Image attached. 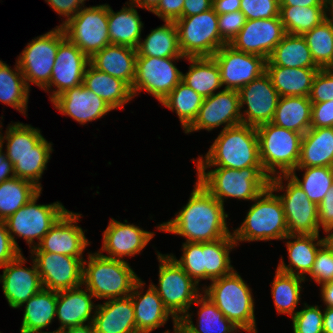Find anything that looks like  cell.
I'll use <instances>...</instances> for the list:
<instances>
[{"mask_svg":"<svg viewBox=\"0 0 333 333\" xmlns=\"http://www.w3.org/2000/svg\"><path fill=\"white\" fill-rule=\"evenodd\" d=\"M137 51L134 48L109 44L89 58L98 71L124 81L130 88L136 76Z\"/></svg>","mask_w":333,"mask_h":333,"instance_id":"28","label":"cell"},{"mask_svg":"<svg viewBox=\"0 0 333 333\" xmlns=\"http://www.w3.org/2000/svg\"><path fill=\"white\" fill-rule=\"evenodd\" d=\"M61 332L62 333H94V328H93V324L89 323V324H85L82 326L66 328Z\"/></svg>","mask_w":333,"mask_h":333,"instance_id":"69","label":"cell"},{"mask_svg":"<svg viewBox=\"0 0 333 333\" xmlns=\"http://www.w3.org/2000/svg\"><path fill=\"white\" fill-rule=\"evenodd\" d=\"M180 259L170 254L182 269L199 285L203 280L202 243L184 242Z\"/></svg>","mask_w":333,"mask_h":333,"instance_id":"50","label":"cell"},{"mask_svg":"<svg viewBox=\"0 0 333 333\" xmlns=\"http://www.w3.org/2000/svg\"><path fill=\"white\" fill-rule=\"evenodd\" d=\"M308 275L318 285L333 281V254L323 245L319 248Z\"/></svg>","mask_w":333,"mask_h":333,"instance_id":"54","label":"cell"},{"mask_svg":"<svg viewBox=\"0 0 333 333\" xmlns=\"http://www.w3.org/2000/svg\"><path fill=\"white\" fill-rule=\"evenodd\" d=\"M315 64L320 69L333 67V19L326 18L303 35Z\"/></svg>","mask_w":333,"mask_h":333,"instance_id":"47","label":"cell"},{"mask_svg":"<svg viewBox=\"0 0 333 333\" xmlns=\"http://www.w3.org/2000/svg\"><path fill=\"white\" fill-rule=\"evenodd\" d=\"M3 147L0 146V183L15 177L14 166L7 158L6 152H3Z\"/></svg>","mask_w":333,"mask_h":333,"instance_id":"63","label":"cell"},{"mask_svg":"<svg viewBox=\"0 0 333 333\" xmlns=\"http://www.w3.org/2000/svg\"><path fill=\"white\" fill-rule=\"evenodd\" d=\"M321 298L325 307H333V281L320 286Z\"/></svg>","mask_w":333,"mask_h":333,"instance_id":"65","label":"cell"},{"mask_svg":"<svg viewBox=\"0 0 333 333\" xmlns=\"http://www.w3.org/2000/svg\"><path fill=\"white\" fill-rule=\"evenodd\" d=\"M179 59L187 57H137L136 76L131 87L133 97L145 91L161 103L182 81L183 72L174 64Z\"/></svg>","mask_w":333,"mask_h":333,"instance_id":"14","label":"cell"},{"mask_svg":"<svg viewBox=\"0 0 333 333\" xmlns=\"http://www.w3.org/2000/svg\"><path fill=\"white\" fill-rule=\"evenodd\" d=\"M266 66L288 68H319L302 35L286 34L266 61Z\"/></svg>","mask_w":333,"mask_h":333,"instance_id":"39","label":"cell"},{"mask_svg":"<svg viewBox=\"0 0 333 333\" xmlns=\"http://www.w3.org/2000/svg\"><path fill=\"white\" fill-rule=\"evenodd\" d=\"M241 0H215L212 8L218 15L232 13L240 10Z\"/></svg>","mask_w":333,"mask_h":333,"instance_id":"62","label":"cell"},{"mask_svg":"<svg viewBox=\"0 0 333 333\" xmlns=\"http://www.w3.org/2000/svg\"><path fill=\"white\" fill-rule=\"evenodd\" d=\"M41 193L40 190L30 201L5 220L12 241L20 251L17 237L23 238L30 249L36 247L67 211L59 201L51 204H37ZM35 238L38 242H35Z\"/></svg>","mask_w":333,"mask_h":333,"instance_id":"9","label":"cell"},{"mask_svg":"<svg viewBox=\"0 0 333 333\" xmlns=\"http://www.w3.org/2000/svg\"><path fill=\"white\" fill-rule=\"evenodd\" d=\"M157 253L159 262L158 286L156 290L164 306L179 321L192 307L203 288L182 269L170 254ZM201 292H200V291Z\"/></svg>","mask_w":333,"mask_h":333,"instance_id":"8","label":"cell"},{"mask_svg":"<svg viewBox=\"0 0 333 333\" xmlns=\"http://www.w3.org/2000/svg\"><path fill=\"white\" fill-rule=\"evenodd\" d=\"M283 240L286 241L289 264L286 265L283 258L277 266V270L296 275L308 280V275L315 262L316 254L323 245L320 235H287Z\"/></svg>","mask_w":333,"mask_h":333,"instance_id":"29","label":"cell"},{"mask_svg":"<svg viewBox=\"0 0 333 333\" xmlns=\"http://www.w3.org/2000/svg\"><path fill=\"white\" fill-rule=\"evenodd\" d=\"M160 0H129V3L134 5L136 8H143L152 12L158 5Z\"/></svg>","mask_w":333,"mask_h":333,"instance_id":"67","label":"cell"},{"mask_svg":"<svg viewBox=\"0 0 333 333\" xmlns=\"http://www.w3.org/2000/svg\"><path fill=\"white\" fill-rule=\"evenodd\" d=\"M303 171L302 180L296 171ZM305 192L309 200L319 205L325 194L333 188V167L295 168L288 174Z\"/></svg>","mask_w":333,"mask_h":333,"instance_id":"48","label":"cell"},{"mask_svg":"<svg viewBox=\"0 0 333 333\" xmlns=\"http://www.w3.org/2000/svg\"><path fill=\"white\" fill-rule=\"evenodd\" d=\"M62 27L37 36L28 43L16 60L30 89V83L44 89L50 82L59 44L65 39Z\"/></svg>","mask_w":333,"mask_h":333,"instance_id":"12","label":"cell"},{"mask_svg":"<svg viewBox=\"0 0 333 333\" xmlns=\"http://www.w3.org/2000/svg\"><path fill=\"white\" fill-rule=\"evenodd\" d=\"M39 191L33 183L22 178L13 177L0 183V219L5 221Z\"/></svg>","mask_w":333,"mask_h":333,"instance_id":"45","label":"cell"},{"mask_svg":"<svg viewBox=\"0 0 333 333\" xmlns=\"http://www.w3.org/2000/svg\"><path fill=\"white\" fill-rule=\"evenodd\" d=\"M30 259L33 265L24 267L27 259L21 253L15 260L0 267L3 268L0 275L2 290L13 309H21V305L43 288L36 263Z\"/></svg>","mask_w":333,"mask_h":333,"instance_id":"21","label":"cell"},{"mask_svg":"<svg viewBox=\"0 0 333 333\" xmlns=\"http://www.w3.org/2000/svg\"><path fill=\"white\" fill-rule=\"evenodd\" d=\"M203 294V295H202ZM199 306L197 326L192 321L189 311L179 322L191 333H237L241 330L228 320L217 306L203 292L193 303Z\"/></svg>","mask_w":333,"mask_h":333,"instance_id":"35","label":"cell"},{"mask_svg":"<svg viewBox=\"0 0 333 333\" xmlns=\"http://www.w3.org/2000/svg\"><path fill=\"white\" fill-rule=\"evenodd\" d=\"M176 216L158 224L157 230L185 237V242L205 243L232 235L224 205L197 180L188 202Z\"/></svg>","mask_w":333,"mask_h":333,"instance_id":"1","label":"cell"},{"mask_svg":"<svg viewBox=\"0 0 333 333\" xmlns=\"http://www.w3.org/2000/svg\"><path fill=\"white\" fill-rule=\"evenodd\" d=\"M172 333H191L188 331L179 321L173 323V332Z\"/></svg>","mask_w":333,"mask_h":333,"instance_id":"71","label":"cell"},{"mask_svg":"<svg viewBox=\"0 0 333 333\" xmlns=\"http://www.w3.org/2000/svg\"><path fill=\"white\" fill-rule=\"evenodd\" d=\"M179 48L185 57H212L226 43L221 39L218 14L211 8L174 21Z\"/></svg>","mask_w":333,"mask_h":333,"instance_id":"11","label":"cell"},{"mask_svg":"<svg viewBox=\"0 0 333 333\" xmlns=\"http://www.w3.org/2000/svg\"><path fill=\"white\" fill-rule=\"evenodd\" d=\"M333 167V127L310 128L302 135L296 168Z\"/></svg>","mask_w":333,"mask_h":333,"instance_id":"31","label":"cell"},{"mask_svg":"<svg viewBox=\"0 0 333 333\" xmlns=\"http://www.w3.org/2000/svg\"><path fill=\"white\" fill-rule=\"evenodd\" d=\"M285 35L286 31L280 17L246 20L229 45L237 51L255 54L268 60Z\"/></svg>","mask_w":333,"mask_h":333,"instance_id":"20","label":"cell"},{"mask_svg":"<svg viewBox=\"0 0 333 333\" xmlns=\"http://www.w3.org/2000/svg\"><path fill=\"white\" fill-rule=\"evenodd\" d=\"M51 153L26 154L25 156H7L14 166V174L17 178H22L33 183L42 191L40 179L47 169V163L51 158Z\"/></svg>","mask_w":333,"mask_h":333,"instance_id":"49","label":"cell"},{"mask_svg":"<svg viewBox=\"0 0 333 333\" xmlns=\"http://www.w3.org/2000/svg\"><path fill=\"white\" fill-rule=\"evenodd\" d=\"M94 314V333H138L130 295L97 304Z\"/></svg>","mask_w":333,"mask_h":333,"instance_id":"27","label":"cell"},{"mask_svg":"<svg viewBox=\"0 0 333 333\" xmlns=\"http://www.w3.org/2000/svg\"><path fill=\"white\" fill-rule=\"evenodd\" d=\"M220 69L224 89L239 90L266 72V59L235 50L231 45L222 46L212 56Z\"/></svg>","mask_w":333,"mask_h":333,"instance_id":"17","label":"cell"},{"mask_svg":"<svg viewBox=\"0 0 333 333\" xmlns=\"http://www.w3.org/2000/svg\"><path fill=\"white\" fill-rule=\"evenodd\" d=\"M241 122L257 127L272 122L280 95L274 88L270 76L265 72L257 79L238 90Z\"/></svg>","mask_w":333,"mask_h":333,"instance_id":"16","label":"cell"},{"mask_svg":"<svg viewBox=\"0 0 333 333\" xmlns=\"http://www.w3.org/2000/svg\"><path fill=\"white\" fill-rule=\"evenodd\" d=\"M189 70L182 74V81L203 98L213 95L223 87L220 69L213 57H187Z\"/></svg>","mask_w":333,"mask_h":333,"instance_id":"38","label":"cell"},{"mask_svg":"<svg viewBox=\"0 0 333 333\" xmlns=\"http://www.w3.org/2000/svg\"><path fill=\"white\" fill-rule=\"evenodd\" d=\"M185 0H160L153 14L163 21H175L183 17V5Z\"/></svg>","mask_w":333,"mask_h":333,"instance_id":"58","label":"cell"},{"mask_svg":"<svg viewBox=\"0 0 333 333\" xmlns=\"http://www.w3.org/2000/svg\"><path fill=\"white\" fill-rule=\"evenodd\" d=\"M83 261L82 286L95 299H114L129 296L140 279L127 261L101 255L98 251L87 253Z\"/></svg>","mask_w":333,"mask_h":333,"instance_id":"3","label":"cell"},{"mask_svg":"<svg viewBox=\"0 0 333 333\" xmlns=\"http://www.w3.org/2000/svg\"><path fill=\"white\" fill-rule=\"evenodd\" d=\"M323 333H333V307L323 310Z\"/></svg>","mask_w":333,"mask_h":333,"instance_id":"66","label":"cell"},{"mask_svg":"<svg viewBox=\"0 0 333 333\" xmlns=\"http://www.w3.org/2000/svg\"><path fill=\"white\" fill-rule=\"evenodd\" d=\"M235 246L237 247L233 235L202 243L203 280L211 282L235 270L229 255Z\"/></svg>","mask_w":333,"mask_h":333,"instance_id":"41","label":"cell"},{"mask_svg":"<svg viewBox=\"0 0 333 333\" xmlns=\"http://www.w3.org/2000/svg\"><path fill=\"white\" fill-rule=\"evenodd\" d=\"M240 11L246 20L279 17L280 0H241Z\"/></svg>","mask_w":333,"mask_h":333,"instance_id":"52","label":"cell"},{"mask_svg":"<svg viewBox=\"0 0 333 333\" xmlns=\"http://www.w3.org/2000/svg\"><path fill=\"white\" fill-rule=\"evenodd\" d=\"M48 333H62L61 331H53V332H48Z\"/></svg>","mask_w":333,"mask_h":333,"instance_id":"72","label":"cell"},{"mask_svg":"<svg viewBox=\"0 0 333 333\" xmlns=\"http://www.w3.org/2000/svg\"><path fill=\"white\" fill-rule=\"evenodd\" d=\"M202 292L241 332L258 333L252 289L236 270L212 280L208 287L203 286Z\"/></svg>","mask_w":333,"mask_h":333,"instance_id":"4","label":"cell"},{"mask_svg":"<svg viewBox=\"0 0 333 333\" xmlns=\"http://www.w3.org/2000/svg\"><path fill=\"white\" fill-rule=\"evenodd\" d=\"M204 98L181 81L161 102L177 114L185 132L195 121Z\"/></svg>","mask_w":333,"mask_h":333,"instance_id":"43","label":"cell"},{"mask_svg":"<svg viewBox=\"0 0 333 333\" xmlns=\"http://www.w3.org/2000/svg\"><path fill=\"white\" fill-rule=\"evenodd\" d=\"M30 89L16 62L14 69L0 60V102L26 116Z\"/></svg>","mask_w":333,"mask_h":333,"instance_id":"42","label":"cell"},{"mask_svg":"<svg viewBox=\"0 0 333 333\" xmlns=\"http://www.w3.org/2000/svg\"><path fill=\"white\" fill-rule=\"evenodd\" d=\"M163 333H171V332H170V330H167V331H165V332H163Z\"/></svg>","mask_w":333,"mask_h":333,"instance_id":"73","label":"cell"},{"mask_svg":"<svg viewBox=\"0 0 333 333\" xmlns=\"http://www.w3.org/2000/svg\"><path fill=\"white\" fill-rule=\"evenodd\" d=\"M44 289L63 291L82 285L83 261L76 257L42 252L37 246L30 250Z\"/></svg>","mask_w":333,"mask_h":333,"instance_id":"15","label":"cell"},{"mask_svg":"<svg viewBox=\"0 0 333 333\" xmlns=\"http://www.w3.org/2000/svg\"><path fill=\"white\" fill-rule=\"evenodd\" d=\"M83 85L101 97L113 110L123 109L133 99L131 88L122 80L87 66Z\"/></svg>","mask_w":333,"mask_h":333,"instance_id":"32","label":"cell"},{"mask_svg":"<svg viewBox=\"0 0 333 333\" xmlns=\"http://www.w3.org/2000/svg\"><path fill=\"white\" fill-rule=\"evenodd\" d=\"M242 124L238 90L222 89L204 98L198 116L185 134L207 130L223 125L224 130Z\"/></svg>","mask_w":333,"mask_h":333,"instance_id":"18","label":"cell"},{"mask_svg":"<svg viewBox=\"0 0 333 333\" xmlns=\"http://www.w3.org/2000/svg\"><path fill=\"white\" fill-rule=\"evenodd\" d=\"M325 12L328 18L333 19V0H325Z\"/></svg>","mask_w":333,"mask_h":333,"instance_id":"70","label":"cell"},{"mask_svg":"<svg viewBox=\"0 0 333 333\" xmlns=\"http://www.w3.org/2000/svg\"><path fill=\"white\" fill-rule=\"evenodd\" d=\"M319 69L266 66V73L280 97H309L314 77Z\"/></svg>","mask_w":333,"mask_h":333,"instance_id":"36","label":"cell"},{"mask_svg":"<svg viewBox=\"0 0 333 333\" xmlns=\"http://www.w3.org/2000/svg\"><path fill=\"white\" fill-rule=\"evenodd\" d=\"M302 282L305 283L304 278L276 269L274 280L271 283V295L278 314H287L291 317L296 314L298 310L295 309L302 299Z\"/></svg>","mask_w":333,"mask_h":333,"instance_id":"44","label":"cell"},{"mask_svg":"<svg viewBox=\"0 0 333 333\" xmlns=\"http://www.w3.org/2000/svg\"><path fill=\"white\" fill-rule=\"evenodd\" d=\"M253 202L241 225L232 232L236 245L246 241L283 240L288 228L278 195L268 187Z\"/></svg>","mask_w":333,"mask_h":333,"instance_id":"6","label":"cell"},{"mask_svg":"<svg viewBox=\"0 0 333 333\" xmlns=\"http://www.w3.org/2000/svg\"><path fill=\"white\" fill-rule=\"evenodd\" d=\"M0 120V146L6 142L7 156H25L26 154L52 153V143L48 142L41 134L40 129L30 124L15 122L8 124L5 136L1 132Z\"/></svg>","mask_w":333,"mask_h":333,"instance_id":"30","label":"cell"},{"mask_svg":"<svg viewBox=\"0 0 333 333\" xmlns=\"http://www.w3.org/2000/svg\"><path fill=\"white\" fill-rule=\"evenodd\" d=\"M120 11L114 10L108 4V33L110 44L127 46L136 49L141 39L143 23L135 9L128 2Z\"/></svg>","mask_w":333,"mask_h":333,"instance_id":"33","label":"cell"},{"mask_svg":"<svg viewBox=\"0 0 333 333\" xmlns=\"http://www.w3.org/2000/svg\"><path fill=\"white\" fill-rule=\"evenodd\" d=\"M279 17L286 34L304 35L324 21L325 7L280 6Z\"/></svg>","mask_w":333,"mask_h":333,"instance_id":"46","label":"cell"},{"mask_svg":"<svg viewBox=\"0 0 333 333\" xmlns=\"http://www.w3.org/2000/svg\"><path fill=\"white\" fill-rule=\"evenodd\" d=\"M81 214L67 210L51 227L37 247L42 252L63 254L84 259L83 252L90 242L78 221Z\"/></svg>","mask_w":333,"mask_h":333,"instance_id":"22","label":"cell"},{"mask_svg":"<svg viewBox=\"0 0 333 333\" xmlns=\"http://www.w3.org/2000/svg\"><path fill=\"white\" fill-rule=\"evenodd\" d=\"M333 127V100L312 103L311 128Z\"/></svg>","mask_w":333,"mask_h":333,"instance_id":"56","label":"cell"},{"mask_svg":"<svg viewBox=\"0 0 333 333\" xmlns=\"http://www.w3.org/2000/svg\"><path fill=\"white\" fill-rule=\"evenodd\" d=\"M280 6L325 7V0H280Z\"/></svg>","mask_w":333,"mask_h":333,"instance_id":"64","label":"cell"},{"mask_svg":"<svg viewBox=\"0 0 333 333\" xmlns=\"http://www.w3.org/2000/svg\"><path fill=\"white\" fill-rule=\"evenodd\" d=\"M94 295L82 285L57 292L56 317L60 326L55 331L92 323L97 304Z\"/></svg>","mask_w":333,"mask_h":333,"instance_id":"26","label":"cell"},{"mask_svg":"<svg viewBox=\"0 0 333 333\" xmlns=\"http://www.w3.org/2000/svg\"><path fill=\"white\" fill-rule=\"evenodd\" d=\"M259 156L264 172L270 177L288 175L300 159L302 134L264 123L256 127Z\"/></svg>","mask_w":333,"mask_h":333,"instance_id":"7","label":"cell"},{"mask_svg":"<svg viewBox=\"0 0 333 333\" xmlns=\"http://www.w3.org/2000/svg\"><path fill=\"white\" fill-rule=\"evenodd\" d=\"M311 103L333 100V70L319 69L314 77L309 95Z\"/></svg>","mask_w":333,"mask_h":333,"instance_id":"53","label":"cell"},{"mask_svg":"<svg viewBox=\"0 0 333 333\" xmlns=\"http://www.w3.org/2000/svg\"><path fill=\"white\" fill-rule=\"evenodd\" d=\"M65 37L89 58L110 44L108 4L83 7L61 25Z\"/></svg>","mask_w":333,"mask_h":333,"instance_id":"13","label":"cell"},{"mask_svg":"<svg viewBox=\"0 0 333 333\" xmlns=\"http://www.w3.org/2000/svg\"><path fill=\"white\" fill-rule=\"evenodd\" d=\"M318 223L322 229L333 226V188H331L318 205Z\"/></svg>","mask_w":333,"mask_h":333,"instance_id":"60","label":"cell"},{"mask_svg":"<svg viewBox=\"0 0 333 333\" xmlns=\"http://www.w3.org/2000/svg\"><path fill=\"white\" fill-rule=\"evenodd\" d=\"M146 36L140 39L136 48L137 57H185L179 48L178 32L174 21H164Z\"/></svg>","mask_w":333,"mask_h":333,"instance_id":"40","label":"cell"},{"mask_svg":"<svg viewBox=\"0 0 333 333\" xmlns=\"http://www.w3.org/2000/svg\"><path fill=\"white\" fill-rule=\"evenodd\" d=\"M304 303L292 318L293 333H323V309Z\"/></svg>","mask_w":333,"mask_h":333,"instance_id":"51","label":"cell"},{"mask_svg":"<svg viewBox=\"0 0 333 333\" xmlns=\"http://www.w3.org/2000/svg\"><path fill=\"white\" fill-rule=\"evenodd\" d=\"M89 64V57L77 45L65 38L57 49L50 82L43 89L48 93L52 91L49 94L50 101L67 89L82 85ZM53 86L57 90L56 88L52 90Z\"/></svg>","mask_w":333,"mask_h":333,"instance_id":"19","label":"cell"},{"mask_svg":"<svg viewBox=\"0 0 333 333\" xmlns=\"http://www.w3.org/2000/svg\"><path fill=\"white\" fill-rule=\"evenodd\" d=\"M245 22V15L240 10L218 15V27L221 39L226 44H230L243 28Z\"/></svg>","mask_w":333,"mask_h":333,"instance_id":"55","label":"cell"},{"mask_svg":"<svg viewBox=\"0 0 333 333\" xmlns=\"http://www.w3.org/2000/svg\"><path fill=\"white\" fill-rule=\"evenodd\" d=\"M84 1L87 0H45L58 15L66 18L60 26L75 16L85 6Z\"/></svg>","mask_w":333,"mask_h":333,"instance_id":"59","label":"cell"},{"mask_svg":"<svg viewBox=\"0 0 333 333\" xmlns=\"http://www.w3.org/2000/svg\"><path fill=\"white\" fill-rule=\"evenodd\" d=\"M145 282L141 278L135 283L130 294L134 306L135 324L138 333H151L164 326L172 317L173 323L178 320L164 306L156 290L149 284L144 290ZM145 292V293H144Z\"/></svg>","mask_w":333,"mask_h":333,"instance_id":"25","label":"cell"},{"mask_svg":"<svg viewBox=\"0 0 333 333\" xmlns=\"http://www.w3.org/2000/svg\"><path fill=\"white\" fill-rule=\"evenodd\" d=\"M326 234L322 239V244L333 254V226L326 227L323 229Z\"/></svg>","mask_w":333,"mask_h":333,"instance_id":"68","label":"cell"},{"mask_svg":"<svg viewBox=\"0 0 333 333\" xmlns=\"http://www.w3.org/2000/svg\"><path fill=\"white\" fill-rule=\"evenodd\" d=\"M312 103L307 96L280 97L272 123L304 135L311 128Z\"/></svg>","mask_w":333,"mask_h":333,"instance_id":"37","label":"cell"},{"mask_svg":"<svg viewBox=\"0 0 333 333\" xmlns=\"http://www.w3.org/2000/svg\"><path fill=\"white\" fill-rule=\"evenodd\" d=\"M192 159L196 171L209 168L243 169L262 167L256 127L240 124L222 130L204 157Z\"/></svg>","mask_w":333,"mask_h":333,"instance_id":"2","label":"cell"},{"mask_svg":"<svg viewBox=\"0 0 333 333\" xmlns=\"http://www.w3.org/2000/svg\"><path fill=\"white\" fill-rule=\"evenodd\" d=\"M196 174L197 181L223 205L228 198L252 202L270 183L263 167L212 168L207 172L197 171Z\"/></svg>","mask_w":333,"mask_h":333,"instance_id":"5","label":"cell"},{"mask_svg":"<svg viewBox=\"0 0 333 333\" xmlns=\"http://www.w3.org/2000/svg\"><path fill=\"white\" fill-rule=\"evenodd\" d=\"M211 0H185L183 5V17L193 16L212 8Z\"/></svg>","mask_w":333,"mask_h":333,"instance_id":"61","label":"cell"},{"mask_svg":"<svg viewBox=\"0 0 333 333\" xmlns=\"http://www.w3.org/2000/svg\"><path fill=\"white\" fill-rule=\"evenodd\" d=\"M285 182V185L283 181ZM269 187L278 194L283 208L289 235L319 234L318 205L309 200L305 192L289 175L270 178Z\"/></svg>","mask_w":333,"mask_h":333,"instance_id":"10","label":"cell"},{"mask_svg":"<svg viewBox=\"0 0 333 333\" xmlns=\"http://www.w3.org/2000/svg\"><path fill=\"white\" fill-rule=\"evenodd\" d=\"M21 253L13 243L5 221L0 219V267L15 260Z\"/></svg>","mask_w":333,"mask_h":333,"instance_id":"57","label":"cell"},{"mask_svg":"<svg viewBox=\"0 0 333 333\" xmlns=\"http://www.w3.org/2000/svg\"><path fill=\"white\" fill-rule=\"evenodd\" d=\"M119 222L110 219L108 226L103 231L102 247L98 252L108 258L124 260L127 257L141 254V251L153 239L155 232L146 231L134 224ZM107 252V255L102 252Z\"/></svg>","mask_w":333,"mask_h":333,"instance_id":"23","label":"cell"},{"mask_svg":"<svg viewBox=\"0 0 333 333\" xmlns=\"http://www.w3.org/2000/svg\"><path fill=\"white\" fill-rule=\"evenodd\" d=\"M51 103L62 115H67L81 125L96 121L113 109L83 84L67 89Z\"/></svg>","mask_w":333,"mask_h":333,"instance_id":"24","label":"cell"},{"mask_svg":"<svg viewBox=\"0 0 333 333\" xmlns=\"http://www.w3.org/2000/svg\"><path fill=\"white\" fill-rule=\"evenodd\" d=\"M24 304L20 333H48L43 329L56 318L57 292L42 288Z\"/></svg>","mask_w":333,"mask_h":333,"instance_id":"34","label":"cell"}]
</instances>
